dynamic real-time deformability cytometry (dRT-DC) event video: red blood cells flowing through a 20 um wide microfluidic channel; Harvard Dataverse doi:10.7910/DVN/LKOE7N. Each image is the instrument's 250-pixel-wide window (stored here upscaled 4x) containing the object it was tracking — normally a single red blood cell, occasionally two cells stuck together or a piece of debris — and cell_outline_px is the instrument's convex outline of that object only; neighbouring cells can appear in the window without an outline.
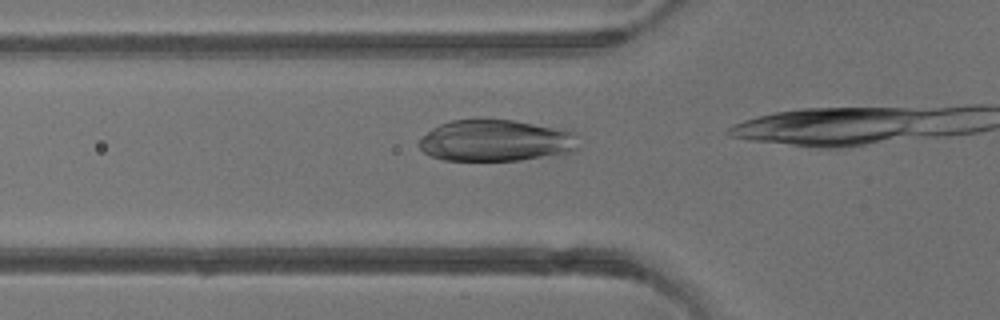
{"species": "common noctule bat (a hibernating species)", "species_latin": "Nyctalus noctula", "temperature_condition": "warm", "stored_images_in_passage": 3, "camera_frame_rate_fps": 3000, "um_per_image_px": 0.085, "animal": {"sex": "male", "body_mass_g": 13.3}, "frame": {"image": 1, "passage_image": 3, "time_ms": 2.333, "image_size_px": [1000, 320], "cell_outline_px": [[580, 148], [572, 152], [520, 160], [444, 160], [432, 156], [424, 152], [416, 144], [432, 128], [440, 124], [452, 120], [512, 120], [572, 128], [576, 132]], "centroid_in_image_um": [42.26, 11.94], "position_along_channel_um": 83.5, "area_um2": 39.13}}